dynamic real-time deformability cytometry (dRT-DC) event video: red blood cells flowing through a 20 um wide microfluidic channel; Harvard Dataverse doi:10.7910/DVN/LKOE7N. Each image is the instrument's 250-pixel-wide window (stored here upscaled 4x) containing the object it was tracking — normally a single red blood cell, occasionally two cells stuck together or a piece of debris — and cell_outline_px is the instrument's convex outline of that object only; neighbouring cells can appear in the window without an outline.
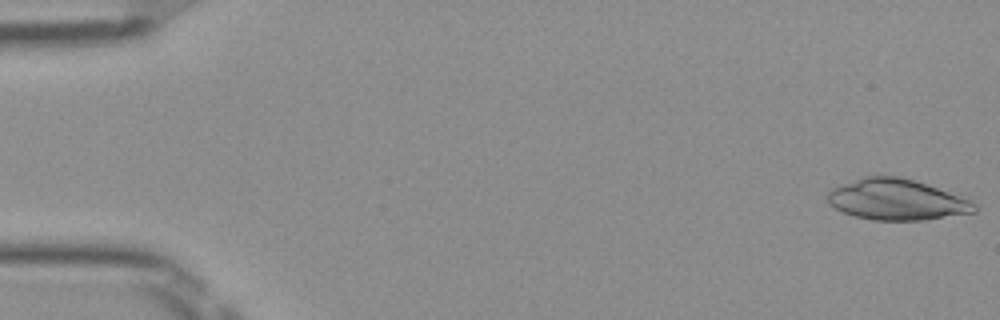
{"species": "Egyptian fruit bat (a non-hibernating species)", "species_latin": "Rousettus aegyptiacus", "temperature_condition": "room temperature", "stored_images_in_passage": 50, "camera_frame_rate_fps": 3000, "um_per_image_px": 0.085, "frame": {"image": 1, "passage_image": 1, "time_ms": 0.0, "image_size_px": [1000, 320], "cell_outline_px": [[976, 212], [924, 220], [872, 220], [856, 216], [844, 212], [828, 204], [824, 196], [832, 188], [864, 176], [900, 176], [948, 192], [968, 200], [976, 204]], "centroid_in_image_um": [76.16, 16.98], "position_along_channel_um": 8.8, "area_um2": 34.62}}